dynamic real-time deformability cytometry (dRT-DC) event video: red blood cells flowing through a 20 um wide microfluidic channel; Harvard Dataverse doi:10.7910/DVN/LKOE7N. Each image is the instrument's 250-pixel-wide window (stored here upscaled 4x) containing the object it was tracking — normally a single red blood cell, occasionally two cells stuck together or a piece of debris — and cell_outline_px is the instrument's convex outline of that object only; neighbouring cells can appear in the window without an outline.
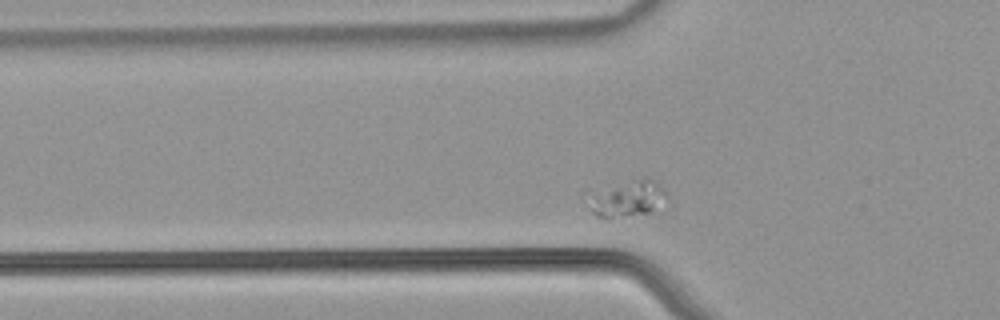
{"species": "common noctule bat (a hibernating species)", "species_latin": "Nyctalus noctula", "temperature_condition": "warm", "stored_images_in_passage": 40, "segment_of_instrument_passage": [1, 2], "camera_frame_rate_fps": 3000, "um_per_image_px": 0.085, "animal": {"sex": "male", "body_mass_g": 21.5, "forearm_length_mm": 52.0}, "frame": {"image": 1, "passage_image": 11, "time_ms": 3.333, "image_size_px": [1000, 320], "cell_outline_px": [[668, 196], [648, 212], [608, 220], [592, 212], [592, 208], [596, 200], [616, 188], [632, 180], [652, 180]], "centroid_in_image_um": [53.5, 16.99], "position_along_channel_um": 72.3, "area_um2": 13.93}}
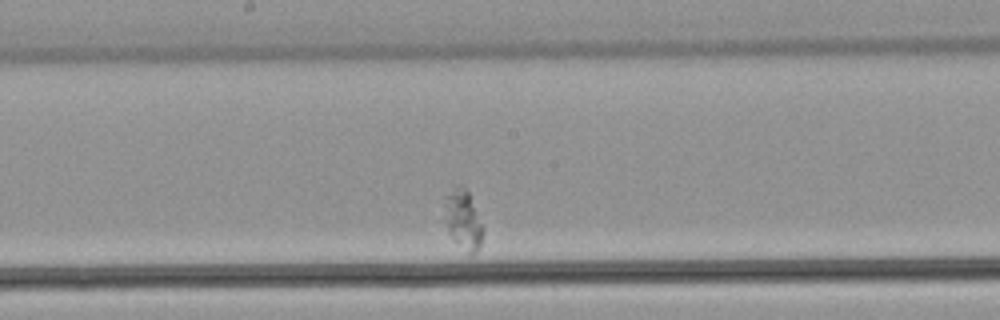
{"frame": {"image": 2, "passage_image": 23, "time_ms": 7.333, "image_size_px": [1000, 320], "cell_outline_px": [[484, 232], [480, 248], [476, 252], [468, 256], [448, 232], [444, 204], [444, 196], [456, 184], [460, 184], [468, 192], [484, 228]], "centroid_in_image_um": [39.38, 18.69], "position_along_channel_um": 208.8, "area_um2": 13.47}}
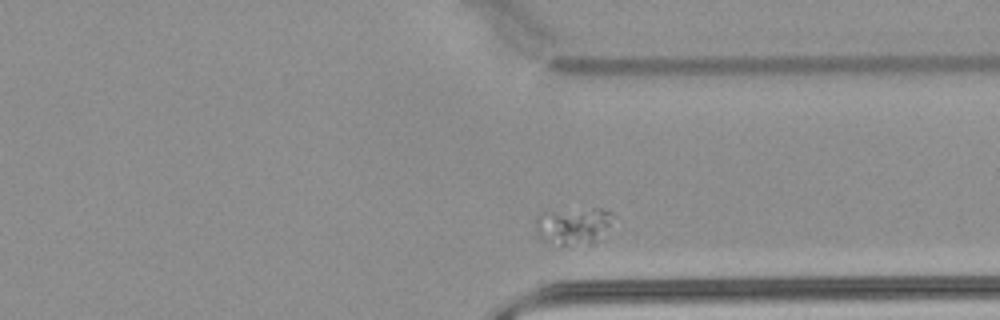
{"frame": {"image": 3, "passage_image": 36, "time_ms": 11.667, "image_size_px": [1000, 320], "cell_outline_px": [[612, 212], [608, 224], [596, 240], [592, 244], [560, 244], [540, 240], [536, 232], [536, 216], [540, 212], [592, 208], [604, 208]], "centroid_in_image_um": [48.65, 19.17], "position_along_channel_um": 362.8, "area_um2": 16.36}}